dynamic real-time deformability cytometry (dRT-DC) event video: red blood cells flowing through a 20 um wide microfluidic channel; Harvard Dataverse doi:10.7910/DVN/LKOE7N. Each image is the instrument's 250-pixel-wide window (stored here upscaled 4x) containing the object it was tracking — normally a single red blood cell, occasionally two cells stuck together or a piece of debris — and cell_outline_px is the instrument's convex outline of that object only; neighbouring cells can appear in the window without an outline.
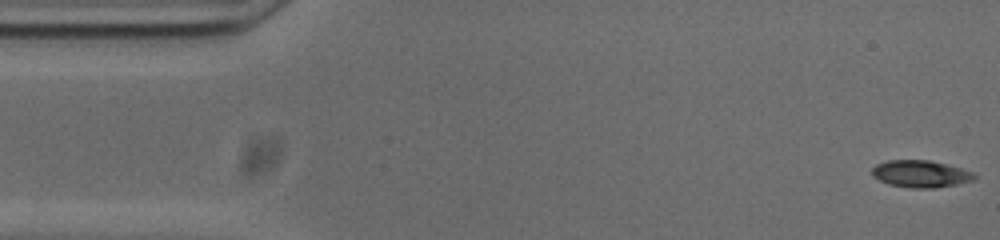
{"species": "common noctule bat (a hibernating species)", "species_latin": "Nyctalus noctula", "temperature_condition": "cold", "stored_images_in_passage": 53, "camera_frame_rate_fps": 3000, "um_per_image_px": 0.085, "animal": {"sex": "male", "body_mass_g": 20.0, "forearm_length_mm": 53.3}, "frame": {"image": 1, "passage_image": 1, "time_ms": 0.0, "image_size_px": [1000, 240], "cell_outline_px": [[976, 176], [972, 180], [956, 184], [936, 188], [912, 188], [888, 184], [872, 176], [872, 168], [876, 164], [888, 160], [928, 160], [960, 168], [972, 172]], "centroid_in_image_um": [78.21, 14.78], "position_along_channel_um": 6.8, "area_um2": 15.95}}
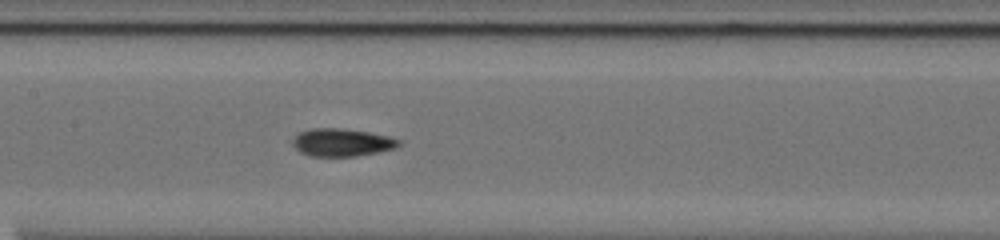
{"frame": {"image": 2, "passage_image": 24, "time_ms": 7.667, "image_size_px": [1000, 240], "cell_outline_px": [[400, 144], [396, 148], [356, 156], [308, 156], [300, 152], [292, 144], [292, 140], [300, 132], [312, 128], [344, 128], [368, 132], [388, 136], [400, 140]], "centroid_in_image_um": [29.04, 12.1], "position_along_channel_um": 178.4, "area_um2": 17.11}}
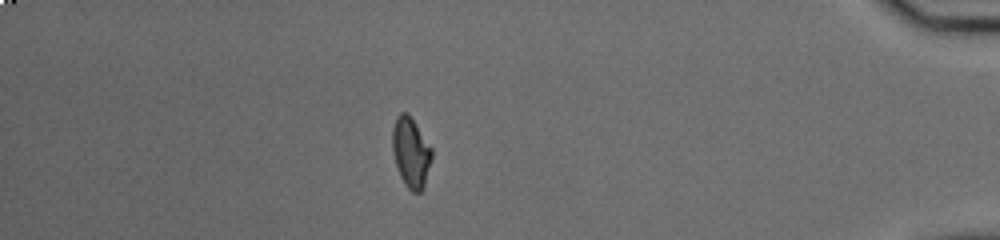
{"frame": {"image": 3, "passage_image": 46, "time_ms": 15.0, "image_size_px": [1000, 240], "cell_outline_px": [[432, 156], [424, 188], [420, 192], [412, 192], [404, 184], [400, 176], [396, 164], [392, 148], [392, 128], [396, 116], [400, 112], [408, 112], [432, 148]], "centroid_in_image_um": [34.92, 12.94], "position_along_channel_um": 400.3, "area_um2": 16.18}, "authors_computed_cell_mechanics": {"area_um2": 16.4152, "velocity_mm_per_s": 3.7461, "shape_relaxation_time_tau1_ms": null, "shape_relaxation_time_tau2_ms": 2.8576, "deformation_change_tau1": null, "deformation_change_tau2": 0.0837}}